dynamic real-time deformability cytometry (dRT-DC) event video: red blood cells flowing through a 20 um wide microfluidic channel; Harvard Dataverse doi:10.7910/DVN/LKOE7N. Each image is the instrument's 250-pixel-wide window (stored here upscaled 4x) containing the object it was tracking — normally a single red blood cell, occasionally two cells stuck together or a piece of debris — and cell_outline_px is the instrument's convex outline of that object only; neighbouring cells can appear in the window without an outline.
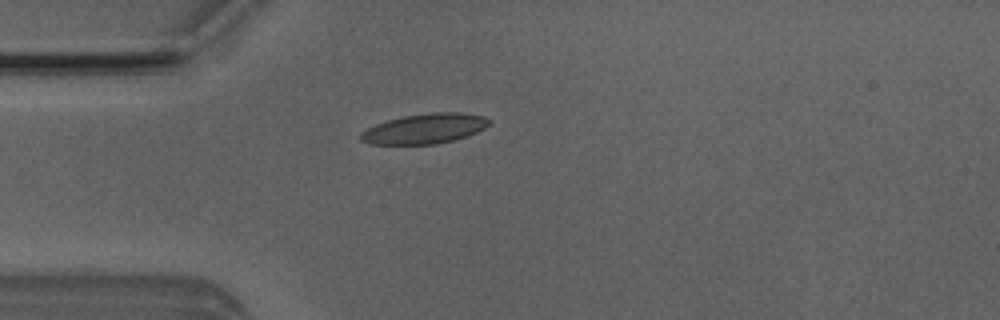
{"species": "Egyptian fruit bat (a non-hibernating species)", "species_latin": "Rousettus aegyptiacus", "temperature_condition": "room temperature", "stored_images_in_passage": 4, "camera_frame_rate_fps": 3000, "um_per_image_px": 0.085, "animal": {"sex": "male"}, "frame": {"image": 1, "passage_image": 4, "time_ms": 3.333, "image_size_px": [1000, 320], "cell_outline_px": [[492, 124], [476, 132], [452, 140], [436, 144], [368, 144], [360, 140], [360, 132], [376, 124], [388, 120], [404, 116], [432, 112], [460, 112], [484, 116], [492, 120]], "centroid_in_image_um": [36.11, 10.93], "position_along_channel_um": 48.9, "area_um2": 22.43}}